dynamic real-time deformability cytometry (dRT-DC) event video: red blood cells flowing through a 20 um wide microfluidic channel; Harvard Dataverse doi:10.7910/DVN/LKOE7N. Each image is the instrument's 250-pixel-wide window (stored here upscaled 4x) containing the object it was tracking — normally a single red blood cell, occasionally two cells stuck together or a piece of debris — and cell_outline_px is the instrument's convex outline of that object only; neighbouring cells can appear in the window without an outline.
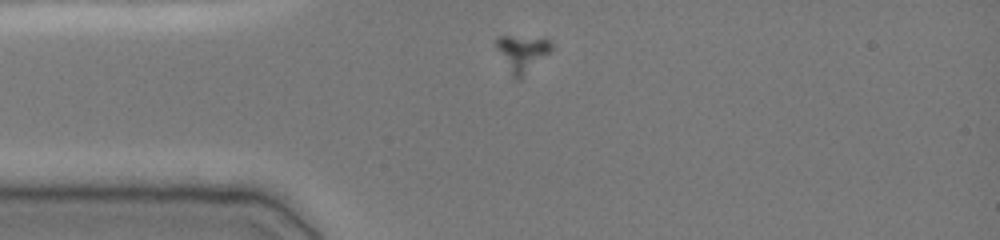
{"species": "common noctule bat (a hibernating species)", "species_latin": "Nyctalus noctula", "temperature_condition": "cold", "stored_images_in_passage": 36, "camera_frame_rate_fps": 3000, "um_per_image_px": 0.085, "animal": {"sex": "female", "body_mass_g": 19.0, "forearm_length_mm": 51.5}, "frame": {"image": 1, "passage_image": 1, "time_ms": 0.0, "image_size_px": [1000, 240], "cell_outline_px": [[552, 48], [520, 80], [516, 80], [512, 76], [496, 48], [496, 36], [544, 36], [552, 40]], "centroid_in_image_um": [44.39, 4.47], "position_along_channel_um": 40.6, "area_um2": 11.85}}
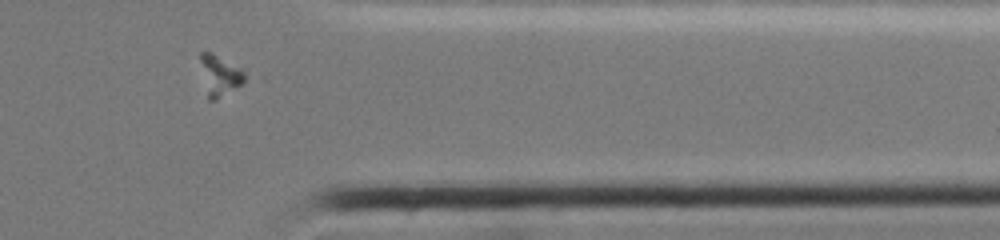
{"frame": {"image": 2, "passage_image": 31, "time_ms": 10.0, "image_size_px": [1000, 240], "cell_outline_px": [[252, 76], [248, 80], [216, 100], [208, 100], [200, 60], [200, 52], [212, 52], [240, 68]], "centroid_in_image_um": [18.75, 6.41], "position_along_channel_um": 392.7, "area_um2": 10.58}}